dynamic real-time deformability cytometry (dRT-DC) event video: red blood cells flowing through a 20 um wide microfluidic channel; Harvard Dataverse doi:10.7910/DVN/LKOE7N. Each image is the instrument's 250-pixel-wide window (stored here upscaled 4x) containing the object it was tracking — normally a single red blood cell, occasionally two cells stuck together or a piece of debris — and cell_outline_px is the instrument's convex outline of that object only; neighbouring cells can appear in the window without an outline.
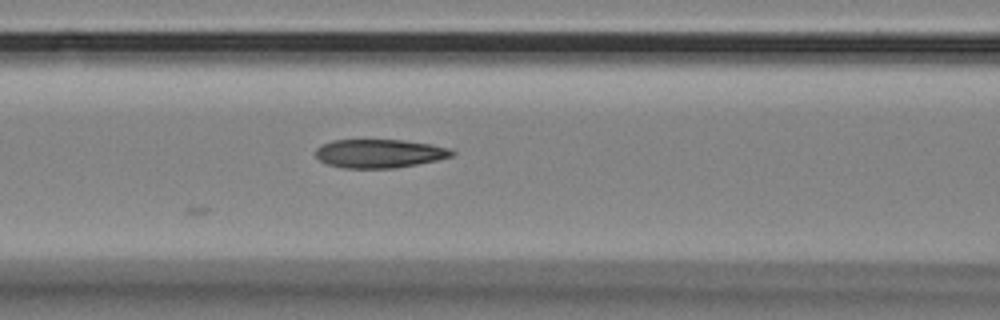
{"species": "Egyptian fruit bat (a non-hibernating species)", "species_latin": "Rousettus aegyptiacus", "temperature_condition": "room temperature", "stored_images_in_passage": 4, "camera_frame_rate_fps": 3000, "um_per_image_px": 0.085, "animal": {"sex": "female"}, "frame": {"image": 1, "passage_image": 4, "time_ms": 3.667, "image_size_px": [1000, 320], "cell_outline_px": [[456, 152], [452, 156], [436, 160], [396, 168], [344, 168], [328, 164], [320, 160], [316, 156], [316, 148], [320, 144], [332, 140], [404, 140], [432, 144], [452, 148]], "centroid_in_image_um": [32.27, 13.04], "position_along_channel_um": 134.3, "area_um2": 22.83}}